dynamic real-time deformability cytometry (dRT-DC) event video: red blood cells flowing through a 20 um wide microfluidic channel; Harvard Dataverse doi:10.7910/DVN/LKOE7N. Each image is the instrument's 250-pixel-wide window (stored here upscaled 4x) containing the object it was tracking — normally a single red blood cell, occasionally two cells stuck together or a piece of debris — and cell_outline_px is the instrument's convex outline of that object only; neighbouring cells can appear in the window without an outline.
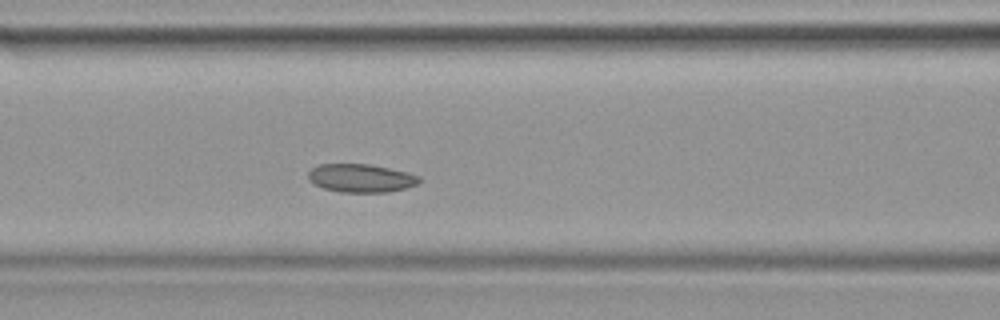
{"species": "common noctule bat (a hibernating species)", "species_latin": "Nyctalus noctula", "temperature_condition": "warm", "stored_images_in_passage": 28, "camera_frame_rate_fps": 3000, "um_per_image_px": 0.085, "animal": {"sex": "female", "body_mass_g": 19.9}, "frame": {"image": 1, "passage_image": 9, "time_ms": 2.667, "image_size_px": [1000, 320], "cell_outline_px": [[420, 180], [416, 184], [404, 188], [388, 192], [340, 192], [324, 188], [308, 180], [308, 172], [316, 164], [368, 164], [408, 172], [420, 176]], "centroid_in_image_um": [30.65, 15.13], "position_along_channel_um": 135.9, "area_um2": 18.21}}